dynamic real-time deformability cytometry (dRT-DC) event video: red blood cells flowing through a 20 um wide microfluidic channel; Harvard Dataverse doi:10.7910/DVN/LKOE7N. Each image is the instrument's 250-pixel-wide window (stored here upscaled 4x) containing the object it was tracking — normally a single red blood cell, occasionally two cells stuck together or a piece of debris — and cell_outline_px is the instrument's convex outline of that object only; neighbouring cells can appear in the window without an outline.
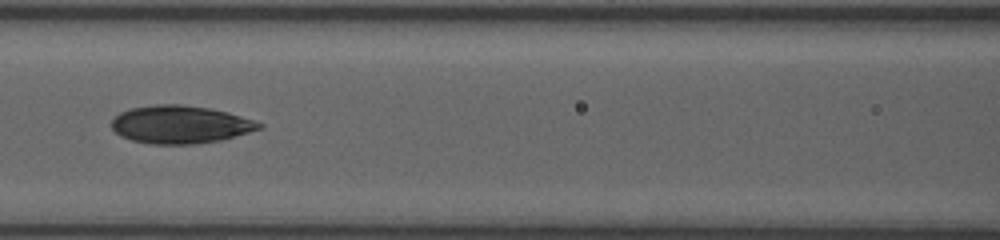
{"species": "human", "species_latin": "Homo sapiens", "temperature_condition": "room temperature", "stored_images_in_passage": 28, "segment_of_instrument_passage": [2, 2], "camera_frame_rate_fps": 3000, "um_per_image_px": 0.085, "donor": {"sex": "female"}, "frame": {"image": 1, "passage_image": 13, "time_ms": 8.0, "image_size_px": [1000, 240], "cell_outline_px": [[264, 124], [260, 128], [248, 132], [220, 140], [196, 144], [152, 144], [132, 140], [120, 136], [112, 128], [112, 120], [120, 112], [128, 108], [156, 104], [184, 104], [208, 108], [228, 112], [256, 120]], "centroid_in_image_um": [15.31, 10.57], "position_along_channel_um": 151.3, "area_um2": 32.6}}
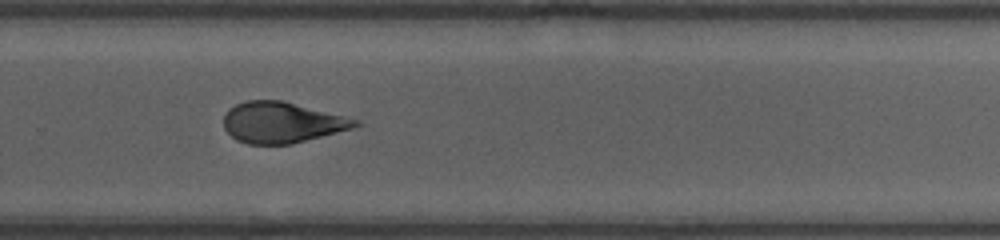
{"frame": {"image": 2, "passage_image": 19, "time_ms": 12.0, "image_size_px": [1000, 240], "cell_outline_px": [[360, 124], [352, 128], [292, 144], [248, 144], [236, 140], [224, 128], [224, 116], [228, 108], [236, 104], [248, 100], [280, 100], [360, 120]], "centroid_in_image_um": [23.92, 10.41], "position_along_channel_um": 305.9, "area_um2": 31.04}}
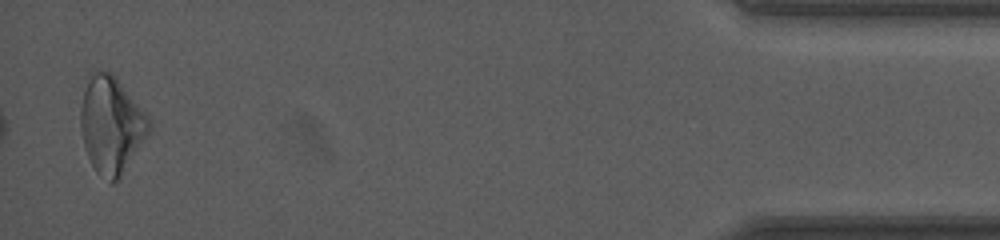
{"frame": {"image": 3, "passage_image": 28, "time_ms": 17.0, "image_size_px": [1000, 240], "cell_outline_px": [[152, 128], [148, 136], [120, 180], [112, 184], [96, 172], [88, 156], [84, 144], [80, 128], [80, 108], [84, 92], [88, 80], [96, 72], [112, 72], [116, 76], [148, 116], [152, 124]], "centroid_in_image_um": [9.5, 10.68], "position_along_channel_um": 425.7, "area_um2": 38.73}}